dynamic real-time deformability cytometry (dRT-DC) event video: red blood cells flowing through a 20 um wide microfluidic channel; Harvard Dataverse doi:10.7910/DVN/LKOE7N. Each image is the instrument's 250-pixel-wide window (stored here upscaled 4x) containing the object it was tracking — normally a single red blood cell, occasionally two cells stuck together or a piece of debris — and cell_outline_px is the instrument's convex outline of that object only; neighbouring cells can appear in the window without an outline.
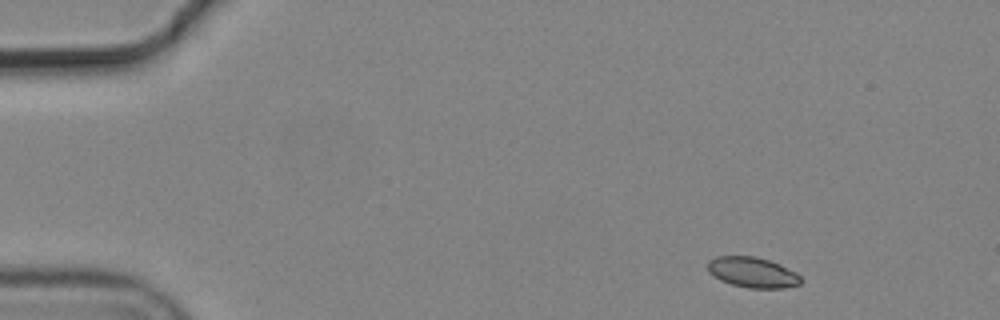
{"species": "common noctule bat (a hibernating species)", "species_latin": "Nyctalus noctula", "temperature_condition": "cold", "stored_images_in_passage": 4, "camera_frame_rate_fps": 3000, "um_per_image_px": 0.085, "animal": {"sex": "male", "body_mass_g": 19.2, "forearm_length_mm": 51.8}, "frame": {"image": 1, "passage_image": 1, "time_ms": 0.0, "image_size_px": [1000, 320], "cell_outline_px": [[804, 280], [800, 284], [784, 288], [748, 288], [732, 284], [720, 280], [708, 272], [708, 260], [716, 256], [756, 256], [780, 264], [796, 272]], "centroid_in_image_um": [63.98, 23.15], "position_along_channel_um": 21.0, "area_um2": 16.65}}
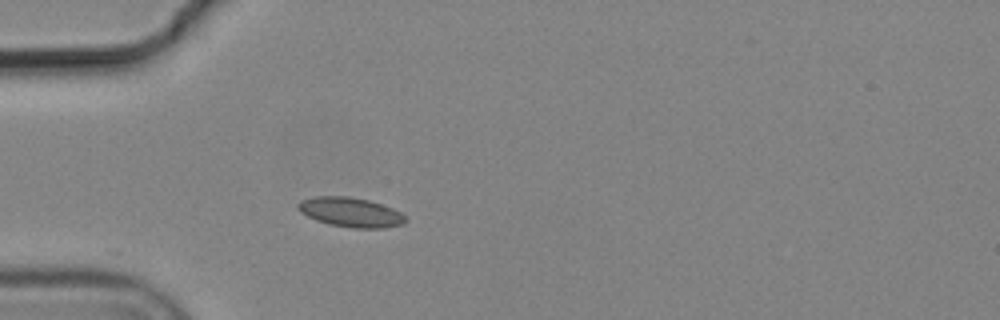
{"frame": {"image": 2, "passage_image": 4, "time_ms": 1.0, "image_size_px": [1000, 320], "cell_outline_px": [[408, 220], [400, 224], [384, 228], [352, 228], [328, 224], [316, 220], [300, 212], [296, 208], [296, 204], [300, 200], [316, 196], [348, 196], [368, 200], [392, 208], [400, 212]], "centroid_in_image_um": [29.75, 18.03], "position_along_channel_um": 55.2, "area_um2": 18.5}}